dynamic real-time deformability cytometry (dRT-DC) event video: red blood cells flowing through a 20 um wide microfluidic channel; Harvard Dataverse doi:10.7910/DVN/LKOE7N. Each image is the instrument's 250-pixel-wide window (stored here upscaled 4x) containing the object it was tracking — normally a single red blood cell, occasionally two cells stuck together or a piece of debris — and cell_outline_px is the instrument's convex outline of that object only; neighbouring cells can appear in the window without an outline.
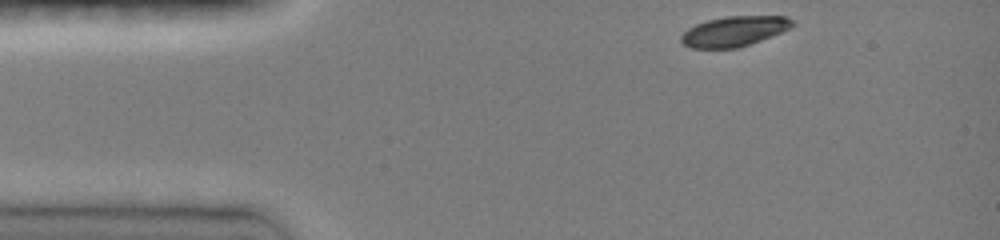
{"species": "common noctule bat (a hibernating species)", "species_latin": "Nyctalus noctula", "temperature_condition": "room temperature", "stored_images_in_passage": 6, "camera_frame_rate_fps": 3000, "um_per_image_px": 0.085, "animal": {"sex": "female", "body_mass_g": 19.0, "forearm_length_mm": 51.5}, "frame": {"image": 1, "passage_image": 1, "time_ms": 0.0, "image_size_px": [1000, 240], "cell_outline_px": [[796, 24], [780, 32], [760, 40], [736, 48], [688, 48], [680, 40], [680, 36], [688, 28], [696, 24], [708, 20], [728, 16], [784, 16], [792, 20]], "centroid_in_image_um": [62.36, 2.66], "position_along_channel_um": 22.6, "area_um2": 19.25}}
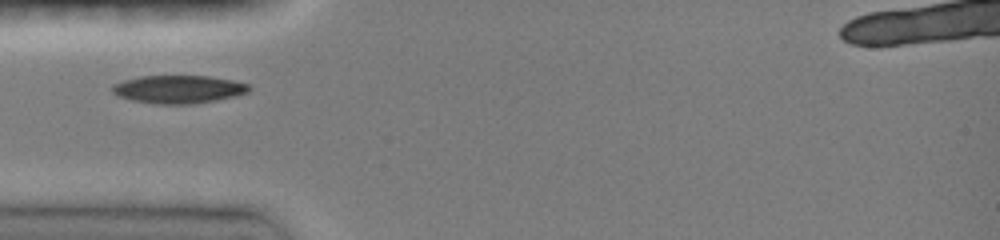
{"frame": {"image": 2, "passage_image": 5, "time_ms": 2.667, "image_size_px": [1000, 240], "cell_outline_px": [[252, 88], [248, 92], [236, 96], [196, 104], [152, 104], [132, 100], [116, 96], [112, 92], [112, 84], [124, 80], [140, 76], [208, 76], [232, 80], [248, 84]], "centroid_in_image_um": [15.16, 7.6], "position_along_channel_um": 69.8, "area_um2": 22.54}}